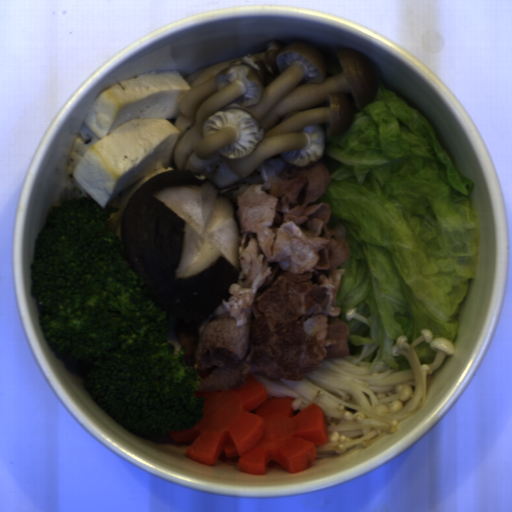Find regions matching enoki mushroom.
<instances>
[{"mask_svg": "<svg viewBox=\"0 0 512 512\" xmlns=\"http://www.w3.org/2000/svg\"><path fill=\"white\" fill-rule=\"evenodd\" d=\"M423 340L437 352L431 364L421 365L413 349ZM454 349L449 340L434 338L425 328L412 344L399 335L391 349L392 356H404L412 370L370 371L367 363H353L345 356L322 360V366L302 381L273 379L262 371L249 375L266 388L268 397L294 398L292 410L301 412L313 404L324 410L328 442L316 446L320 459L366 448L398 431L400 422L422 408L431 373L452 357Z\"/></svg>", "mask_w": 512, "mask_h": 512, "instance_id": "1", "label": "enoki mushroom"}, {"mask_svg": "<svg viewBox=\"0 0 512 512\" xmlns=\"http://www.w3.org/2000/svg\"><path fill=\"white\" fill-rule=\"evenodd\" d=\"M170 324L166 334V342L172 343L175 353L180 352L181 344L178 342L175 332L176 317L169 314Z\"/></svg>", "mask_w": 512, "mask_h": 512, "instance_id": "2", "label": "enoki mushroom"}, {"mask_svg": "<svg viewBox=\"0 0 512 512\" xmlns=\"http://www.w3.org/2000/svg\"><path fill=\"white\" fill-rule=\"evenodd\" d=\"M352 319L369 325V319L359 314L355 306L349 307V309L345 311V321H351Z\"/></svg>", "mask_w": 512, "mask_h": 512, "instance_id": "3", "label": "enoki mushroom"}]
</instances>
